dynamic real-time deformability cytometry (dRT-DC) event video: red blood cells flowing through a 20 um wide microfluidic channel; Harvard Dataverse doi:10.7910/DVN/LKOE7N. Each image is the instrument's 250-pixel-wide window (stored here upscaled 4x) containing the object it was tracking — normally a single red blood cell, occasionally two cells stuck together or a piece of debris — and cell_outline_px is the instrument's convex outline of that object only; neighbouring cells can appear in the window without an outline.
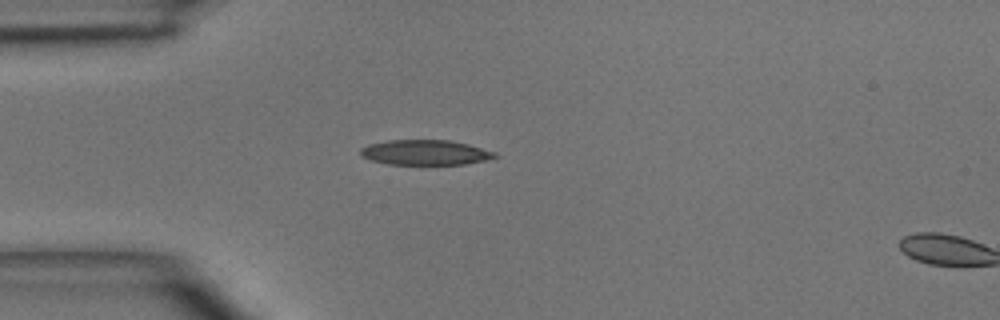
{"species": "common noctule bat (a hibernating species)", "species_latin": "Nyctalus noctula", "temperature_condition": "room temperature", "stored_images_in_passage": 2, "segment_of_instrument_passage": [1, 2], "camera_frame_rate_fps": 3000, "um_per_image_px": 0.085, "animal": {"sex": "male", "body_mass_g": 15.6}, "frame": {"image": 1, "passage_image": 1, "time_ms": 0.0, "image_size_px": [1000, 320], "cell_outline_px": [[500, 156], [484, 160], [464, 164], [388, 164], [372, 160], [360, 156], [360, 148], [368, 144], [388, 140], [448, 140], [468, 144], [496, 152]], "centroid_in_image_um": [36.13, 12.95], "position_along_channel_um": 48.9, "area_um2": 19.59}}